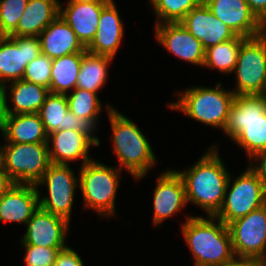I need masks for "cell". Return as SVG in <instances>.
I'll return each instance as SVG.
<instances>
[{
  "label": "cell",
  "instance_id": "cell-6",
  "mask_svg": "<svg viewBox=\"0 0 266 266\" xmlns=\"http://www.w3.org/2000/svg\"><path fill=\"white\" fill-rule=\"evenodd\" d=\"M78 172L84 209H93L102 218L114 216L121 170L92 159L81 166Z\"/></svg>",
  "mask_w": 266,
  "mask_h": 266
},
{
  "label": "cell",
  "instance_id": "cell-15",
  "mask_svg": "<svg viewBox=\"0 0 266 266\" xmlns=\"http://www.w3.org/2000/svg\"><path fill=\"white\" fill-rule=\"evenodd\" d=\"M69 222L39 207L27 222L21 245H35L46 248H66Z\"/></svg>",
  "mask_w": 266,
  "mask_h": 266
},
{
  "label": "cell",
  "instance_id": "cell-12",
  "mask_svg": "<svg viewBox=\"0 0 266 266\" xmlns=\"http://www.w3.org/2000/svg\"><path fill=\"white\" fill-rule=\"evenodd\" d=\"M40 54L38 37L7 36L0 40V84L21 80L27 64Z\"/></svg>",
  "mask_w": 266,
  "mask_h": 266
},
{
  "label": "cell",
  "instance_id": "cell-28",
  "mask_svg": "<svg viewBox=\"0 0 266 266\" xmlns=\"http://www.w3.org/2000/svg\"><path fill=\"white\" fill-rule=\"evenodd\" d=\"M113 57L86 52L82 56L76 88L97 93L107 82Z\"/></svg>",
  "mask_w": 266,
  "mask_h": 266
},
{
  "label": "cell",
  "instance_id": "cell-25",
  "mask_svg": "<svg viewBox=\"0 0 266 266\" xmlns=\"http://www.w3.org/2000/svg\"><path fill=\"white\" fill-rule=\"evenodd\" d=\"M59 15V0H29L17 28L9 36L38 35Z\"/></svg>",
  "mask_w": 266,
  "mask_h": 266
},
{
  "label": "cell",
  "instance_id": "cell-29",
  "mask_svg": "<svg viewBox=\"0 0 266 266\" xmlns=\"http://www.w3.org/2000/svg\"><path fill=\"white\" fill-rule=\"evenodd\" d=\"M246 38L237 36L234 39L219 43L205 50L203 67L212 68L223 74L233 73L241 43Z\"/></svg>",
  "mask_w": 266,
  "mask_h": 266
},
{
  "label": "cell",
  "instance_id": "cell-35",
  "mask_svg": "<svg viewBox=\"0 0 266 266\" xmlns=\"http://www.w3.org/2000/svg\"><path fill=\"white\" fill-rule=\"evenodd\" d=\"M249 160L248 167L257 175L266 190V150L255 153Z\"/></svg>",
  "mask_w": 266,
  "mask_h": 266
},
{
  "label": "cell",
  "instance_id": "cell-22",
  "mask_svg": "<svg viewBox=\"0 0 266 266\" xmlns=\"http://www.w3.org/2000/svg\"><path fill=\"white\" fill-rule=\"evenodd\" d=\"M115 2L111 0L101 11L96 35L86 51L115 58L124 35L123 22Z\"/></svg>",
  "mask_w": 266,
  "mask_h": 266
},
{
  "label": "cell",
  "instance_id": "cell-43",
  "mask_svg": "<svg viewBox=\"0 0 266 266\" xmlns=\"http://www.w3.org/2000/svg\"><path fill=\"white\" fill-rule=\"evenodd\" d=\"M7 35L5 34V32L2 30L1 24H0V40L6 38Z\"/></svg>",
  "mask_w": 266,
  "mask_h": 266
},
{
  "label": "cell",
  "instance_id": "cell-39",
  "mask_svg": "<svg viewBox=\"0 0 266 266\" xmlns=\"http://www.w3.org/2000/svg\"><path fill=\"white\" fill-rule=\"evenodd\" d=\"M215 266H262V263L255 259L234 257L231 261Z\"/></svg>",
  "mask_w": 266,
  "mask_h": 266
},
{
  "label": "cell",
  "instance_id": "cell-44",
  "mask_svg": "<svg viewBox=\"0 0 266 266\" xmlns=\"http://www.w3.org/2000/svg\"><path fill=\"white\" fill-rule=\"evenodd\" d=\"M262 95L264 96V98H265V100H266V87H265L264 92H263Z\"/></svg>",
  "mask_w": 266,
  "mask_h": 266
},
{
  "label": "cell",
  "instance_id": "cell-42",
  "mask_svg": "<svg viewBox=\"0 0 266 266\" xmlns=\"http://www.w3.org/2000/svg\"><path fill=\"white\" fill-rule=\"evenodd\" d=\"M92 1H98V0H68L66 4H73V3H87Z\"/></svg>",
  "mask_w": 266,
  "mask_h": 266
},
{
  "label": "cell",
  "instance_id": "cell-26",
  "mask_svg": "<svg viewBox=\"0 0 266 266\" xmlns=\"http://www.w3.org/2000/svg\"><path fill=\"white\" fill-rule=\"evenodd\" d=\"M9 85L10 87H7V84L4 85V89L8 93L6 97H11L9 99L12 103L10 106H13L9 107L7 101L8 115L38 113L46 96L50 93L48 88L22 79L10 82Z\"/></svg>",
  "mask_w": 266,
  "mask_h": 266
},
{
  "label": "cell",
  "instance_id": "cell-33",
  "mask_svg": "<svg viewBox=\"0 0 266 266\" xmlns=\"http://www.w3.org/2000/svg\"><path fill=\"white\" fill-rule=\"evenodd\" d=\"M29 0H0V24L9 36L18 25Z\"/></svg>",
  "mask_w": 266,
  "mask_h": 266
},
{
  "label": "cell",
  "instance_id": "cell-32",
  "mask_svg": "<svg viewBox=\"0 0 266 266\" xmlns=\"http://www.w3.org/2000/svg\"><path fill=\"white\" fill-rule=\"evenodd\" d=\"M53 59L40 54L25 67L22 80L50 88Z\"/></svg>",
  "mask_w": 266,
  "mask_h": 266
},
{
  "label": "cell",
  "instance_id": "cell-5",
  "mask_svg": "<svg viewBox=\"0 0 266 266\" xmlns=\"http://www.w3.org/2000/svg\"><path fill=\"white\" fill-rule=\"evenodd\" d=\"M176 102L168 103L172 110H180L189 118L223 130L235 94L224 89L221 82L216 87L196 86L179 91Z\"/></svg>",
  "mask_w": 266,
  "mask_h": 266
},
{
  "label": "cell",
  "instance_id": "cell-18",
  "mask_svg": "<svg viewBox=\"0 0 266 266\" xmlns=\"http://www.w3.org/2000/svg\"><path fill=\"white\" fill-rule=\"evenodd\" d=\"M180 24L201 42L204 50L237 37L227 25L213 15L204 2L192 9Z\"/></svg>",
  "mask_w": 266,
  "mask_h": 266
},
{
  "label": "cell",
  "instance_id": "cell-13",
  "mask_svg": "<svg viewBox=\"0 0 266 266\" xmlns=\"http://www.w3.org/2000/svg\"><path fill=\"white\" fill-rule=\"evenodd\" d=\"M37 114L48 135L59 130H77L100 145L99 138L93 133L98 125L92 119L81 118L71 113L65 94L49 93Z\"/></svg>",
  "mask_w": 266,
  "mask_h": 266
},
{
  "label": "cell",
  "instance_id": "cell-23",
  "mask_svg": "<svg viewBox=\"0 0 266 266\" xmlns=\"http://www.w3.org/2000/svg\"><path fill=\"white\" fill-rule=\"evenodd\" d=\"M41 53L51 59L73 53H86V48L72 28L58 15L39 35Z\"/></svg>",
  "mask_w": 266,
  "mask_h": 266
},
{
  "label": "cell",
  "instance_id": "cell-16",
  "mask_svg": "<svg viewBox=\"0 0 266 266\" xmlns=\"http://www.w3.org/2000/svg\"><path fill=\"white\" fill-rule=\"evenodd\" d=\"M187 205L185 185L176 170L168 168L157 177L153 193V225L163 223Z\"/></svg>",
  "mask_w": 266,
  "mask_h": 266
},
{
  "label": "cell",
  "instance_id": "cell-38",
  "mask_svg": "<svg viewBox=\"0 0 266 266\" xmlns=\"http://www.w3.org/2000/svg\"><path fill=\"white\" fill-rule=\"evenodd\" d=\"M6 91L4 85L0 84V131L2 132L5 124V120L8 116L7 113V100Z\"/></svg>",
  "mask_w": 266,
  "mask_h": 266
},
{
  "label": "cell",
  "instance_id": "cell-19",
  "mask_svg": "<svg viewBox=\"0 0 266 266\" xmlns=\"http://www.w3.org/2000/svg\"><path fill=\"white\" fill-rule=\"evenodd\" d=\"M47 144L51 163L69 165V162L81 159V166L93 159L89 157L90 147L98 146L88 135L77 130L54 131L48 135Z\"/></svg>",
  "mask_w": 266,
  "mask_h": 266
},
{
  "label": "cell",
  "instance_id": "cell-8",
  "mask_svg": "<svg viewBox=\"0 0 266 266\" xmlns=\"http://www.w3.org/2000/svg\"><path fill=\"white\" fill-rule=\"evenodd\" d=\"M265 204L266 190L257 175L247 167L234 180L230 173L222 207L215 217L228 225Z\"/></svg>",
  "mask_w": 266,
  "mask_h": 266
},
{
  "label": "cell",
  "instance_id": "cell-7",
  "mask_svg": "<svg viewBox=\"0 0 266 266\" xmlns=\"http://www.w3.org/2000/svg\"><path fill=\"white\" fill-rule=\"evenodd\" d=\"M235 95H262L266 87V31L242 43L233 71Z\"/></svg>",
  "mask_w": 266,
  "mask_h": 266
},
{
  "label": "cell",
  "instance_id": "cell-31",
  "mask_svg": "<svg viewBox=\"0 0 266 266\" xmlns=\"http://www.w3.org/2000/svg\"><path fill=\"white\" fill-rule=\"evenodd\" d=\"M69 111L81 118L92 119L98 125L102 102L97 93L75 88L70 94H66Z\"/></svg>",
  "mask_w": 266,
  "mask_h": 266
},
{
  "label": "cell",
  "instance_id": "cell-34",
  "mask_svg": "<svg viewBox=\"0 0 266 266\" xmlns=\"http://www.w3.org/2000/svg\"><path fill=\"white\" fill-rule=\"evenodd\" d=\"M25 249V266H53L58 253L64 248H46L22 245Z\"/></svg>",
  "mask_w": 266,
  "mask_h": 266
},
{
  "label": "cell",
  "instance_id": "cell-1",
  "mask_svg": "<svg viewBox=\"0 0 266 266\" xmlns=\"http://www.w3.org/2000/svg\"><path fill=\"white\" fill-rule=\"evenodd\" d=\"M217 148L210 146L188 170H176L183 179L187 203L199 206L208 216L221 209L230 177Z\"/></svg>",
  "mask_w": 266,
  "mask_h": 266
},
{
  "label": "cell",
  "instance_id": "cell-14",
  "mask_svg": "<svg viewBox=\"0 0 266 266\" xmlns=\"http://www.w3.org/2000/svg\"><path fill=\"white\" fill-rule=\"evenodd\" d=\"M215 17L227 25L237 36L256 37L266 26L251 11L246 0H203Z\"/></svg>",
  "mask_w": 266,
  "mask_h": 266
},
{
  "label": "cell",
  "instance_id": "cell-20",
  "mask_svg": "<svg viewBox=\"0 0 266 266\" xmlns=\"http://www.w3.org/2000/svg\"><path fill=\"white\" fill-rule=\"evenodd\" d=\"M111 0L66 4L59 0V15L72 28L79 41L87 48L93 41L102 9Z\"/></svg>",
  "mask_w": 266,
  "mask_h": 266
},
{
  "label": "cell",
  "instance_id": "cell-30",
  "mask_svg": "<svg viewBox=\"0 0 266 266\" xmlns=\"http://www.w3.org/2000/svg\"><path fill=\"white\" fill-rule=\"evenodd\" d=\"M152 11L156 15L155 25L162 23H178L203 0H149Z\"/></svg>",
  "mask_w": 266,
  "mask_h": 266
},
{
  "label": "cell",
  "instance_id": "cell-24",
  "mask_svg": "<svg viewBox=\"0 0 266 266\" xmlns=\"http://www.w3.org/2000/svg\"><path fill=\"white\" fill-rule=\"evenodd\" d=\"M5 142L47 143L48 134L37 113L8 115L1 132Z\"/></svg>",
  "mask_w": 266,
  "mask_h": 266
},
{
  "label": "cell",
  "instance_id": "cell-10",
  "mask_svg": "<svg viewBox=\"0 0 266 266\" xmlns=\"http://www.w3.org/2000/svg\"><path fill=\"white\" fill-rule=\"evenodd\" d=\"M69 165L51 163L41 180L36 184L39 187L47 186L48 195L39 197V207L66 219L70 223L73 209L75 189L79 186V176ZM41 185V186H40Z\"/></svg>",
  "mask_w": 266,
  "mask_h": 266
},
{
  "label": "cell",
  "instance_id": "cell-37",
  "mask_svg": "<svg viewBox=\"0 0 266 266\" xmlns=\"http://www.w3.org/2000/svg\"><path fill=\"white\" fill-rule=\"evenodd\" d=\"M251 11L266 26V0H246Z\"/></svg>",
  "mask_w": 266,
  "mask_h": 266
},
{
  "label": "cell",
  "instance_id": "cell-17",
  "mask_svg": "<svg viewBox=\"0 0 266 266\" xmlns=\"http://www.w3.org/2000/svg\"><path fill=\"white\" fill-rule=\"evenodd\" d=\"M155 38L157 42L177 58L203 67L205 50L201 42L180 22L156 25Z\"/></svg>",
  "mask_w": 266,
  "mask_h": 266
},
{
  "label": "cell",
  "instance_id": "cell-41",
  "mask_svg": "<svg viewBox=\"0 0 266 266\" xmlns=\"http://www.w3.org/2000/svg\"><path fill=\"white\" fill-rule=\"evenodd\" d=\"M0 172L4 171V153H3V146L0 145Z\"/></svg>",
  "mask_w": 266,
  "mask_h": 266
},
{
  "label": "cell",
  "instance_id": "cell-9",
  "mask_svg": "<svg viewBox=\"0 0 266 266\" xmlns=\"http://www.w3.org/2000/svg\"><path fill=\"white\" fill-rule=\"evenodd\" d=\"M4 171L14 184L36 185L51 164L47 143L3 145Z\"/></svg>",
  "mask_w": 266,
  "mask_h": 266
},
{
  "label": "cell",
  "instance_id": "cell-3",
  "mask_svg": "<svg viewBox=\"0 0 266 266\" xmlns=\"http://www.w3.org/2000/svg\"><path fill=\"white\" fill-rule=\"evenodd\" d=\"M105 109L113 133V152L119 161L117 167L121 171L128 170L133 178L141 180L157 161L148 138L137 124L117 109L109 104Z\"/></svg>",
  "mask_w": 266,
  "mask_h": 266
},
{
  "label": "cell",
  "instance_id": "cell-21",
  "mask_svg": "<svg viewBox=\"0 0 266 266\" xmlns=\"http://www.w3.org/2000/svg\"><path fill=\"white\" fill-rule=\"evenodd\" d=\"M40 194L36 185L14 184L0 198V222L27 224L39 208Z\"/></svg>",
  "mask_w": 266,
  "mask_h": 266
},
{
  "label": "cell",
  "instance_id": "cell-11",
  "mask_svg": "<svg viewBox=\"0 0 266 266\" xmlns=\"http://www.w3.org/2000/svg\"><path fill=\"white\" fill-rule=\"evenodd\" d=\"M227 226L235 257L255 259L266 266V204Z\"/></svg>",
  "mask_w": 266,
  "mask_h": 266
},
{
  "label": "cell",
  "instance_id": "cell-36",
  "mask_svg": "<svg viewBox=\"0 0 266 266\" xmlns=\"http://www.w3.org/2000/svg\"><path fill=\"white\" fill-rule=\"evenodd\" d=\"M83 264L80 255L70 246H67L58 253L53 266H84Z\"/></svg>",
  "mask_w": 266,
  "mask_h": 266
},
{
  "label": "cell",
  "instance_id": "cell-2",
  "mask_svg": "<svg viewBox=\"0 0 266 266\" xmlns=\"http://www.w3.org/2000/svg\"><path fill=\"white\" fill-rule=\"evenodd\" d=\"M181 231L194 266H215L235 257L228 226L215 216H187Z\"/></svg>",
  "mask_w": 266,
  "mask_h": 266
},
{
  "label": "cell",
  "instance_id": "cell-27",
  "mask_svg": "<svg viewBox=\"0 0 266 266\" xmlns=\"http://www.w3.org/2000/svg\"><path fill=\"white\" fill-rule=\"evenodd\" d=\"M85 53H73L54 58L52 61L50 93L68 94L76 88L82 56Z\"/></svg>",
  "mask_w": 266,
  "mask_h": 266
},
{
  "label": "cell",
  "instance_id": "cell-4",
  "mask_svg": "<svg viewBox=\"0 0 266 266\" xmlns=\"http://www.w3.org/2000/svg\"><path fill=\"white\" fill-rule=\"evenodd\" d=\"M224 134L251 158L266 150V100L263 95H236L230 107Z\"/></svg>",
  "mask_w": 266,
  "mask_h": 266
},
{
  "label": "cell",
  "instance_id": "cell-40",
  "mask_svg": "<svg viewBox=\"0 0 266 266\" xmlns=\"http://www.w3.org/2000/svg\"><path fill=\"white\" fill-rule=\"evenodd\" d=\"M14 185L6 172H0V198Z\"/></svg>",
  "mask_w": 266,
  "mask_h": 266
}]
</instances>
